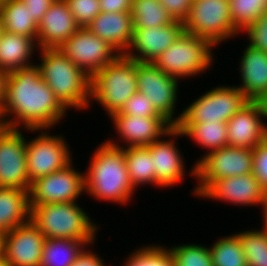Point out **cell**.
<instances>
[{
  "instance_id": "obj_1",
  "label": "cell",
  "mask_w": 267,
  "mask_h": 266,
  "mask_svg": "<svg viewBox=\"0 0 267 266\" xmlns=\"http://www.w3.org/2000/svg\"><path fill=\"white\" fill-rule=\"evenodd\" d=\"M65 110L53 90L41 78L38 64L8 73L1 126L17 129L16 126L23 122L24 127L31 131L45 129L58 123ZM8 113H14L17 120L2 121V117Z\"/></svg>"
},
{
  "instance_id": "obj_2",
  "label": "cell",
  "mask_w": 267,
  "mask_h": 266,
  "mask_svg": "<svg viewBox=\"0 0 267 266\" xmlns=\"http://www.w3.org/2000/svg\"><path fill=\"white\" fill-rule=\"evenodd\" d=\"M117 145L107 141L97 149L88 174L84 176V190L105 201L126 203L134 187L126 167L124 149Z\"/></svg>"
},
{
  "instance_id": "obj_3",
  "label": "cell",
  "mask_w": 267,
  "mask_h": 266,
  "mask_svg": "<svg viewBox=\"0 0 267 266\" xmlns=\"http://www.w3.org/2000/svg\"><path fill=\"white\" fill-rule=\"evenodd\" d=\"M41 78L53 90L55 97L67 109L88 107L91 77L77 67L57 48H42Z\"/></svg>"
},
{
  "instance_id": "obj_4",
  "label": "cell",
  "mask_w": 267,
  "mask_h": 266,
  "mask_svg": "<svg viewBox=\"0 0 267 266\" xmlns=\"http://www.w3.org/2000/svg\"><path fill=\"white\" fill-rule=\"evenodd\" d=\"M87 215L75 202L31 206V221L47 239H77L90 244L97 228Z\"/></svg>"
},
{
  "instance_id": "obj_5",
  "label": "cell",
  "mask_w": 267,
  "mask_h": 266,
  "mask_svg": "<svg viewBox=\"0 0 267 266\" xmlns=\"http://www.w3.org/2000/svg\"><path fill=\"white\" fill-rule=\"evenodd\" d=\"M136 92L137 61L122 54L91 77V97L97 99L109 115L120 112Z\"/></svg>"
},
{
  "instance_id": "obj_6",
  "label": "cell",
  "mask_w": 267,
  "mask_h": 266,
  "mask_svg": "<svg viewBox=\"0 0 267 266\" xmlns=\"http://www.w3.org/2000/svg\"><path fill=\"white\" fill-rule=\"evenodd\" d=\"M212 46L208 39L184 31L153 64L175 79L196 75L211 65Z\"/></svg>"
},
{
  "instance_id": "obj_7",
  "label": "cell",
  "mask_w": 267,
  "mask_h": 266,
  "mask_svg": "<svg viewBox=\"0 0 267 266\" xmlns=\"http://www.w3.org/2000/svg\"><path fill=\"white\" fill-rule=\"evenodd\" d=\"M250 100L238 87H217L199 97L173 119L177 123L224 122L232 118Z\"/></svg>"
},
{
  "instance_id": "obj_8",
  "label": "cell",
  "mask_w": 267,
  "mask_h": 266,
  "mask_svg": "<svg viewBox=\"0 0 267 266\" xmlns=\"http://www.w3.org/2000/svg\"><path fill=\"white\" fill-rule=\"evenodd\" d=\"M183 26L187 33L204 37L213 45L239 33L232 22L229 0H193Z\"/></svg>"
},
{
  "instance_id": "obj_9",
  "label": "cell",
  "mask_w": 267,
  "mask_h": 266,
  "mask_svg": "<svg viewBox=\"0 0 267 266\" xmlns=\"http://www.w3.org/2000/svg\"><path fill=\"white\" fill-rule=\"evenodd\" d=\"M199 177V195L211 182L253 173V149L225 146L208 152L191 172Z\"/></svg>"
},
{
  "instance_id": "obj_10",
  "label": "cell",
  "mask_w": 267,
  "mask_h": 266,
  "mask_svg": "<svg viewBox=\"0 0 267 266\" xmlns=\"http://www.w3.org/2000/svg\"><path fill=\"white\" fill-rule=\"evenodd\" d=\"M57 49L90 77L121 55L114 54L116 50L87 27H80Z\"/></svg>"
},
{
  "instance_id": "obj_11",
  "label": "cell",
  "mask_w": 267,
  "mask_h": 266,
  "mask_svg": "<svg viewBox=\"0 0 267 266\" xmlns=\"http://www.w3.org/2000/svg\"><path fill=\"white\" fill-rule=\"evenodd\" d=\"M85 175L79 174L69 164L64 169L31 182L29 205L75 202L85 188Z\"/></svg>"
},
{
  "instance_id": "obj_12",
  "label": "cell",
  "mask_w": 267,
  "mask_h": 266,
  "mask_svg": "<svg viewBox=\"0 0 267 266\" xmlns=\"http://www.w3.org/2000/svg\"><path fill=\"white\" fill-rule=\"evenodd\" d=\"M26 145L18 129L0 126V187L29 190Z\"/></svg>"
},
{
  "instance_id": "obj_13",
  "label": "cell",
  "mask_w": 267,
  "mask_h": 266,
  "mask_svg": "<svg viewBox=\"0 0 267 266\" xmlns=\"http://www.w3.org/2000/svg\"><path fill=\"white\" fill-rule=\"evenodd\" d=\"M62 137L40 135L26 145L27 173L31 182L71 164L70 152Z\"/></svg>"
},
{
  "instance_id": "obj_14",
  "label": "cell",
  "mask_w": 267,
  "mask_h": 266,
  "mask_svg": "<svg viewBox=\"0 0 267 266\" xmlns=\"http://www.w3.org/2000/svg\"><path fill=\"white\" fill-rule=\"evenodd\" d=\"M178 80L150 62L137 61V92L148 96L154 107L173 124Z\"/></svg>"
},
{
  "instance_id": "obj_15",
  "label": "cell",
  "mask_w": 267,
  "mask_h": 266,
  "mask_svg": "<svg viewBox=\"0 0 267 266\" xmlns=\"http://www.w3.org/2000/svg\"><path fill=\"white\" fill-rule=\"evenodd\" d=\"M45 239L30 220L3 234L2 256L10 266H40Z\"/></svg>"
},
{
  "instance_id": "obj_16",
  "label": "cell",
  "mask_w": 267,
  "mask_h": 266,
  "mask_svg": "<svg viewBox=\"0 0 267 266\" xmlns=\"http://www.w3.org/2000/svg\"><path fill=\"white\" fill-rule=\"evenodd\" d=\"M121 137L131 146H148L159 140L160 135H181L165 117H141L132 115H111Z\"/></svg>"
},
{
  "instance_id": "obj_17",
  "label": "cell",
  "mask_w": 267,
  "mask_h": 266,
  "mask_svg": "<svg viewBox=\"0 0 267 266\" xmlns=\"http://www.w3.org/2000/svg\"><path fill=\"white\" fill-rule=\"evenodd\" d=\"M129 48L136 49L140 55L124 52L123 55L138 62L153 63L185 31L183 23L174 20L163 27L133 29Z\"/></svg>"
},
{
  "instance_id": "obj_18",
  "label": "cell",
  "mask_w": 267,
  "mask_h": 266,
  "mask_svg": "<svg viewBox=\"0 0 267 266\" xmlns=\"http://www.w3.org/2000/svg\"><path fill=\"white\" fill-rule=\"evenodd\" d=\"M80 26L65 0H55L38 23L37 40L40 49L58 48Z\"/></svg>"
},
{
  "instance_id": "obj_19",
  "label": "cell",
  "mask_w": 267,
  "mask_h": 266,
  "mask_svg": "<svg viewBox=\"0 0 267 266\" xmlns=\"http://www.w3.org/2000/svg\"><path fill=\"white\" fill-rule=\"evenodd\" d=\"M265 193L258 179L251 173L215 180L199 196L219 198L235 204L253 205L262 203Z\"/></svg>"
},
{
  "instance_id": "obj_20",
  "label": "cell",
  "mask_w": 267,
  "mask_h": 266,
  "mask_svg": "<svg viewBox=\"0 0 267 266\" xmlns=\"http://www.w3.org/2000/svg\"><path fill=\"white\" fill-rule=\"evenodd\" d=\"M258 105L250 101L226 123L228 146L254 149L267 138Z\"/></svg>"
},
{
  "instance_id": "obj_21",
  "label": "cell",
  "mask_w": 267,
  "mask_h": 266,
  "mask_svg": "<svg viewBox=\"0 0 267 266\" xmlns=\"http://www.w3.org/2000/svg\"><path fill=\"white\" fill-rule=\"evenodd\" d=\"M87 28L122 55V50L129 48L134 32L131 12H101Z\"/></svg>"
},
{
  "instance_id": "obj_22",
  "label": "cell",
  "mask_w": 267,
  "mask_h": 266,
  "mask_svg": "<svg viewBox=\"0 0 267 266\" xmlns=\"http://www.w3.org/2000/svg\"><path fill=\"white\" fill-rule=\"evenodd\" d=\"M241 59L242 87L238 88L250 100L255 101L267 92V53L247 46Z\"/></svg>"
},
{
  "instance_id": "obj_23",
  "label": "cell",
  "mask_w": 267,
  "mask_h": 266,
  "mask_svg": "<svg viewBox=\"0 0 267 266\" xmlns=\"http://www.w3.org/2000/svg\"><path fill=\"white\" fill-rule=\"evenodd\" d=\"M174 141L157 140L148 145L156 168V185L171 186L183 178V161Z\"/></svg>"
},
{
  "instance_id": "obj_24",
  "label": "cell",
  "mask_w": 267,
  "mask_h": 266,
  "mask_svg": "<svg viewBox=\"0 0 267 266\" xmlns=\"http://www.w3.org/2000/svg\"><path fill=\"white\" fill-rule=\"evenodd\" d=\"M31 220L29 193L13 187H0V232L5 234Z\"/></svg>"
},
{
  "instance_id": "obj_25",
  "label": "cell",
  "mask_w": 267,
  "mask_h": 266,
  "mask_svg": "<svg viewBox=\"0 0 267 266\" xmlns=\"http://www.w3.org/2000/svg\"><path fill=\"white\" fill-rule=\"evenodd\" d=\"M33 40L35 41L28 36L5 31L0 38V70L9 73L33 66L28 63V58L35 47Z\"/></svg>"
},
{
  "instance_id": "obj_26",
  "label": "cell",
  "mask_w": 267,
  "mask_h": 266,
  "mask_svg": "<svg viewBox=\"0 0 267 266\" xmlns=\"http://www.w3.org/2000/svg\"><path fill=\"white\" fill-rule=\"evenodd\" d=\"M0 14L5 31L37 39L38 24L21 0H5L0 4Z\"/></svg>"
},
{
  "instance_id": "obj_27",
  "label": "cell",
  "mask_w": 267,
  "mask_h": 266,
  "mask_svg": "<svg viewBox=\"0 0 267 266\" xmlns=\"http://www.w3.org/2000/svg\"><path fill=\"white\" fill-rule=\"evenodd\" d=\"M85 244V241L77 239L46 238L40 266H71Z\"/></svg>"
},
{
  "instance_id": "obj_28",
  "label": "cell",
  "mask_w": 267,
  "mask_h": 266,
  "mask_svg": "<svg viewBox=\"0 0 267 266\" xmlns=\"http://www.w3.org/2000/svg\"><path fill=\"white\" fill-rule=\"evenodd\" d=\"M175 127L182 135L193 138L198 144L208 147L210 151L228 146L226 123H177Z\"/></svg>"
},
{
  "instance_id": "obj_29",
  "label": "cell",
  "mask_w": 267,
  "mask_h": 266,
  "mask_svg": "<svg viewBox=\"0 0 267 266\" xmlns=\"http://www.w3.org/2000/svg\"><path fill=\"white\" fill-rule=\"evenodd\" d=\"M124 149L125 162L133 187L138 184L155 183L156 168L147 146H131Z\"/></svg>"
},
{
  "instance_id": "obj_30",
  "label": "cell",
  "mask_w": 267,
  "mask_h": 266,
  "mask_svg": "<svg viewBox=\"0 0 267 266\" xmlns=\"http://www.w3.org/2000/svg\"><path fill=\"white\" fill-rule=\"evenodd\" d=\"M133 29L163 27L174 21L159 0H133Z\"/></svg>"
},
{
  "instance_id": "obj_31",
  "label": "cell",
  "mask_w": 267,
  "mask_h": 266,
  "mask_svg": "<svg viewBox=\"0 0 267 266\" xmlns=\"http://www.w3.org/2000/svg\"><path fill=\"white\" fill-rule=\"evenodd\" d=\"M209 249L213 266H248L238 234L218 240Z\"/></svg>"
},
{
  "instance_id": "obj_32",
  "label": "cell",
  "mask_w": 267,
  "mask_h": 266,
  "mask_svg": "<svg viewBox=\"0 0 267 266\" xmlns=\"http://www.w3.org/2000/svg\"><path fill=\"white\" fill-rule=\"evenodd\" d=\"M238 235L248 266H267V232L246 231Z\"/></svg>"
},
{
  "instance_id": "obj_33",
  "label": "cell",
  "mask_w": 267,
  "mask_h": 266,
  "mask_svg": "<svg viewBox=\"0 0 267 266\" xmlns=\"http://www.w3.org/2000/svg\"><path fill=\"white\" fill-rule=\"evenodd\" d=\"M234 26L241 31L253 24L265 11L267 0H229Z\"/></svg>"
},
{
  "instance_id": "obj_34",
  "label": "cell",
  "mask_w": 267,
  "mask_h": 266,
  "mask_svg": "<svg viewBox=\"0 0 267 266\" xmlns=\"http://www.w3.org/2000/svg\"><path fill=\"white\" fill-rule=\"evenodd\" d=\"M174 266H213L209 248L201 245H182L170 249Z\"/></svg>"
},
{
  "instance_id": "obj_35",
  "label": "cell",
  "mask_w": 267,
  "mask_h": 266,
  "mask_svg": "<svg viewBox=\"0 0 267 266\" xmlns=\"http://www.w3.org/2000/svg\"><path fill=\"white\" fill-rule=\"evenodd\" d=\"M128 260L125 266H174L170 250L162 246L142 247Z\"/></svg>"
},
{
  "instance_id": "obj_36",
  "label": "cell",
  "mask_w": 267,
  "mask_h": 266,
  "mask_svg": "<svg viewBox=\"0 0 267 266\" xmlns=\"http://www.w3.org/2000/svg\"><path fill=\"white\" fill-rule=\"evenodd\" d=\"M112 115H132L141 117H164L148 100V96L140 92H136L125 103L120 112Z\"/></svg>"
},
{
  "instance_id": "obj_37",
  "label": "cell",
  "mask_w": 267,
  "mask_h": 266,
  "mask_svg": "<svg viewBox=\"0 0 267 266\" xmlns=\"http://www.w3.org/2000/svg\"><path fill=\"white\" fill-rule=\"evenodd\" d=\"M80 27H87L101 13L99 0H65Z\"/></svg>"
},
{
  "instance_id": "obj_38",
  "label": "cell",
  "mask_w": 267,
  "mask_h": 266,
  "mask_svg": "<svg viewBox=\"0 0 267 266\" xmlns=\"http://www.w3.org/2000/svg\"><path fill=\"white\" fill-rule=\"evenodd\" d=\"M253 175L267 193V138L253 149Z\"/></svg>"
},
{
  "instance_id": "obj_39",
  "label": "cell",
  "mask_w": 267,
  "mask_h": 266,
  "mask_svg": "<svg viewBox=\"0 0 267 266\" xmlns=\"http://www.w3.org/2000/svg\"><path fill=\"white\" fill-rule=\"evenodd\" d=\"M250 39V46L267 53V11L245 29Z\"/></svg>"
},
{
  "instance_id": "obj_40",
  "label": "cell",
  "mask_w": 267,
  "mask_h": 266,
  "mask_svg": "<svg viewBox=\"0 0 267 266\" xmlns=\"http://www.w3.org/2000/svg\"><path fill=\"white\" fill-rule=\"evenodd\" d=\"M170 16L182 23L188 18L193 0H159Z\"/></svg>"
},
{
  "instance_id": "obj_41",
  "label": "cell",
  "mask_w": 267,
  "mask_h": 266,
  "mask_svg": "<svg viewBox=\"0 0 267 266\" xmlns=\"http://www.w3.org/2000/svg\"><path fill=\"white\" fill-rule=\"evenodd\" d=\"M31 13V19L37 24L42 16L48 11L49 7L55 0H21Z\"/></svg>"
},
{
  "instance_id": "obj_42",
  "label": "cell",
  "mask_w": 267,
  "mask_h": 266,
  "mask_svg": "<svg viewBox=\"0 0 267 266\" xmlns=\"http://www.w3.org/2000/svg\"><path fill=\"white\" fill-rule=\"evenodd\" d=\"M133 0H99L101 12H131Z\"/></svg>"
},
{
  "instance_id": "obj_43",
  "label": "cell",
  "mask_w": 267,
  "mask_h": 266,
  "mask_svg": "<svg viewBox=\"0 0 267 266\" xmlns=\"http://www.w3.org/2000/svg\"><path fill=\"white\" fill-rule=\"evenodd\" d=\"M96 254L82 250L71 266H105Z\"/></svg>"
},
{
  "instance_id": "obj_44",
  "label": "cell",
  "mask_w": 267,
  "mask_h": 266,
  "mask_svg": "<svg viewBox=\"0 0 267 266\" xmlns=\"http://www.w3.org/2000/svg\"><path fill=\"white\" fill-rule=\"evenodd\" d=\"M7 77L8 73L4 70H0V118L5 104Z\"/></svg>"
},
{
  "instance_id": "obj_45",
  "label": "cell",
  "mask_w": 267,
  "mask_h": 266,
  "mask_svg": "<svg viewBox=\"0 0 267 266\" xmlns=\"http://www.w3.org/2000/svg\"><path fill=\"white\" fill-rule=\"evenodd\" d=\"M254 102L258 105L261 116L267 118V92L260 95Z\"/></svg>"
},
{
  "instance_id": "obj_46",
  "label": "cell",
  "mask_w": 267,
  "mask_h": 266,
  "mask_svg": "<svg viewBox=\"0 0 267 266\" xmlns=\"http://www.w3.org/2000/svg\"><path fill=\"white\" fill-rule=\"evenodd\" d=\"M262 205H264V217H265V227H264V231L267 232V193H265V197H264V200L263 202L261 203Z\"/></svg>"
},
{
  "instance_id": "obj_47",
  "label": "cell",
  "mask_w": 267,
  "mask_h": 266,
  "mask_svg": "<svg viewBox=\"0 0 267 266\" xmlns=\"http://www.w3.org/2000/svg\"><path fill=\"white\" fill-rule=\"evenodd\" d=\"M4 32H5V30H4V21H3V17L0 14V38L3 35Z\"/></svg>"
},
{
  "instance_id": "obj_48",
  "label": "cell",
  "mask_w": 267,
  "mask_h": 266,
  "mask_svg": "<svg viewBox=\"0 0 267 266\" xmlns=\"http://www.w3.org/2000/svg\"><path fill=\"white\" fill-rule=\"evenodd\" d=\"M3 249V233L0 232V257L2 256Z\"/></svg>"
},
{
  "instance_id": "obj_49",
  "label": "cell",
  "mask_w": 267,
  "mask_h": 266,
  "mask_svg": "<svg viewBox=\"0 0 267 266\" xmlns=\"http://www.w3.org/2000/svg\"><path fill=\"white\" fill-rule=\"evenodd\" d=\"M0 266H10L3 256L0 257Z\"/></svg>"
}]
</instances>
